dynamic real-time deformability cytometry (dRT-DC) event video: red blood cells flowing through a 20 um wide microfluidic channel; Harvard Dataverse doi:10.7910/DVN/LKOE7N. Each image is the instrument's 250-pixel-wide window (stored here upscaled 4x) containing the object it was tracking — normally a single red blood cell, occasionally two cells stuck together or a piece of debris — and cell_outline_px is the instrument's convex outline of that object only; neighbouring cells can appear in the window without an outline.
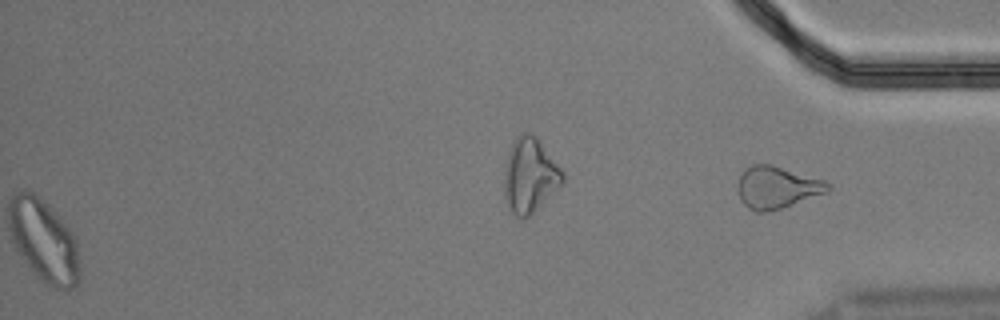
{"species": "Egyptian fruit bat (a non-hibernating species)", "species_latin": "Rousettus aegyptiacus", "temperature_condition": "cold", "stored_images_in_passage": 44, "segment_of_instrument_passage": [2, 2], "camera_frame_rate_fps": 3000, "um_per_image_px": 0.085, "animal": {"sex": "male"}, "frame": {"image": 1, "passage_image": 44, "time_ms": 14.333, "image_size_px": [1000, 320], "cell_outline_px": [[832, 188], [828, 192], [780, 208], [764, 212], [756, 212], [748, 208], [740, 200], [736, 188], [736, 184], [744, 168], [752, 164], [768, 164], [824, 180], [832, 184]], "centroid_in_image_um": [66.0, 15.93], "position_along_channel_um": 369.2, "area_um2": 22.08}}